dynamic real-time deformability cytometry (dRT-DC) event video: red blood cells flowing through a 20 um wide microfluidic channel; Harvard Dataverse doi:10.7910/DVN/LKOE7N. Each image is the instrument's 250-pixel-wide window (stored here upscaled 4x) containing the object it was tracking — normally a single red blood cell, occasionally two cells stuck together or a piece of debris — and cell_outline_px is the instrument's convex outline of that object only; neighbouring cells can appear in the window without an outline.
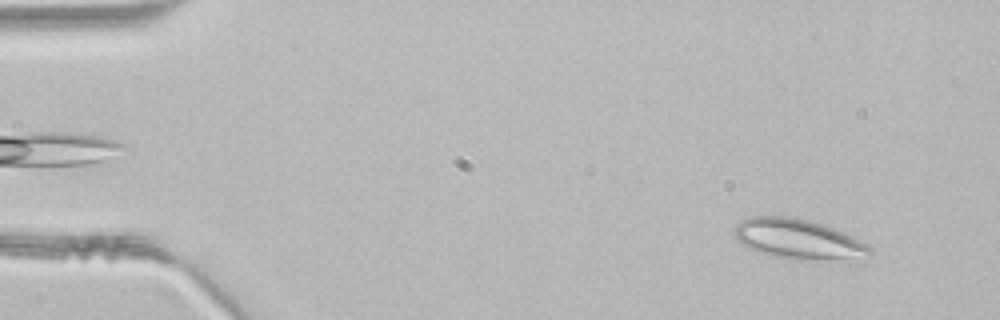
{"species": "common noctule bat (a hibernating species)", "species_latin": "Nyctalus noctula", "temperature_condition": "room temperature", "stored_images_in_passage": 45, "camera_frame_rate_fps": 3000, "um_per_image_px": 0.085, "animal": {"sex": "male", "body_mass_g": 21.5, "forearm_length_mm": 52.0}, "frame": {"image": 1, "passage_image": 3, "time_ms": 0.667, "image_size_px": [1000, 320], "cell_outline_px": [[872, 252], [864, 264], [776, 256], [752, 248], [736, 240], [732, 232], [732, 228], [740, 220], [752, 216], [784, 216], [808, 220], [844, 232], [868, 244], [872, 248]], "centroid_in_image_um": [68.01, 20.37], "position_along_channel_um": 17.0, "area_um2": 32.19}}
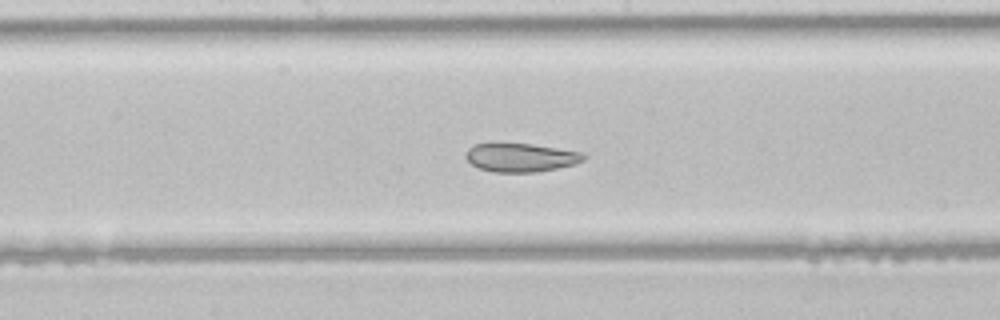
{"frame": {"image": 2, "passage_image": 23, "time_ms": 7.333, "image_size_px": [1000, 320], "cell_outline_px": [[588, 156], [584, 160], [576, 164], [536, 172], [492, 172], [480, 168], [472, 164], [464, 156], [468, 148], [472, 144], [532, 144], [580, 152]], "centroid_in_image_um": [44.27, 13.39], "position_along_channel_um": 203.9, "area_um2": 19.48}}
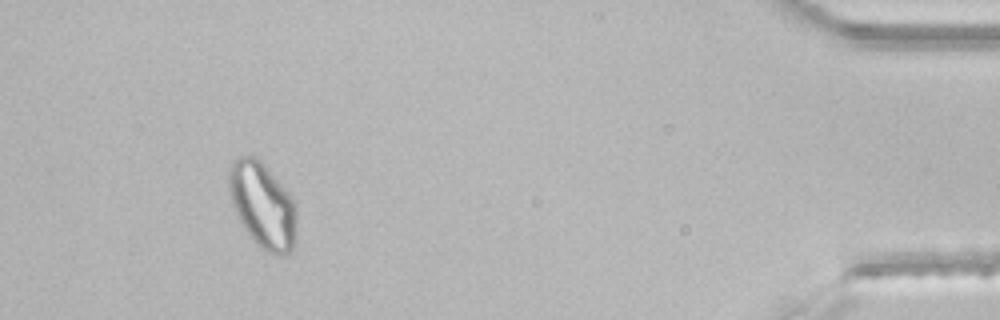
{"frame": {"image": 3, "passage_image": 42, "time_ms": 13.667, "image_size_px": [1000, 320], "cell_outline_px": [[296, 240], [292, 248], [284, 256], [276, 256], [268, 252], [248, 236], [232, 204], [228, 192], [228, 172], [236, 156], [256, 156], [264, 164], [288, 192], [296, 208]], "centroid_in_image_um": [22.31, 17.45], "position_along_channel_um": 412.9, "area_um2": 33.81}}